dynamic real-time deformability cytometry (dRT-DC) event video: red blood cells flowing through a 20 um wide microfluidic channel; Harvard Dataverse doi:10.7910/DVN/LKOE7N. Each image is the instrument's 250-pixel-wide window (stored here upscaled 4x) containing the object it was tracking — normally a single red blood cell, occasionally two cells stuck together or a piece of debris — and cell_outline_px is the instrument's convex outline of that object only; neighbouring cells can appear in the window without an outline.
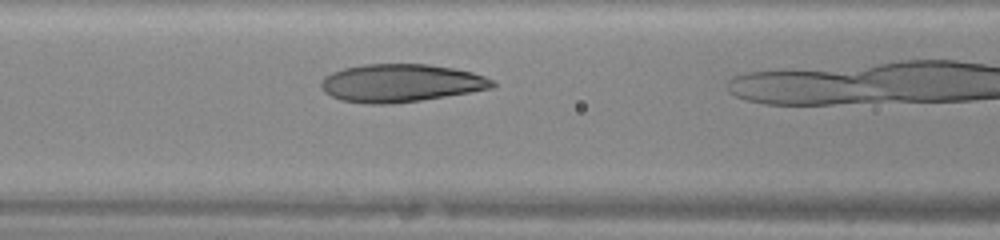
{"species": "human", "species_latin": "Homo sapiens", "temperature_condition": "warm", "stored_images_in_passage": 18, "camera_frame_rate_fps": 3000, "um_per_image_px": 0.085, "donor": {"sex": "female"}, "frame": {"image": 1, "passage_image": 6, "time_ms": 1.667, "image_size_px": [1000, 240], "cell_outline_px": [[496, 84], [492, 88], [420, 100], [388, 104], [368, 104], [340, 100], [324, 92], [320, 84], [320, 80], [324, 76], [332, 72], [344, 68], [364, 64], [428, 64], [452, 68], [472, 72], [484, 76], [492, 80]], "centroid_in_image_um": [34.02, 7.05], "position_along_channel_um": 132.6, "area_um2": 37.69}}